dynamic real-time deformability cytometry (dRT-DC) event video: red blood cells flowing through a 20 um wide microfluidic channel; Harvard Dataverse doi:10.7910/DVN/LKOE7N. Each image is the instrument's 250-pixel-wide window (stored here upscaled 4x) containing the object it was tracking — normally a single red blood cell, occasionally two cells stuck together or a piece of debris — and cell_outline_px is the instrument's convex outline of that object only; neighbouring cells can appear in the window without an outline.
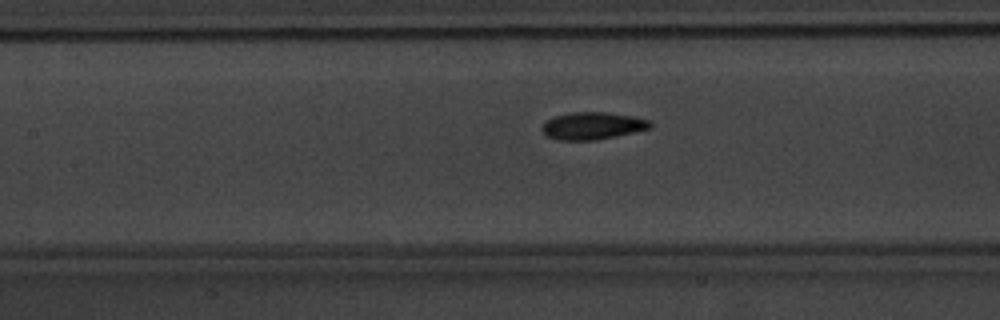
{"species": "common noctule bat (a hibernating species)", "species_latin": "Nyctalus noctula", "temperature_condition": "warm", "stored_images_in_passage": 35, "camera_frame_rate_fps": 3000, "um_per_image_px": 0.085, "animal": {"sex": "male", "body_mass_g": 20.1, "forearm_length_mm": 53.5}, "frame": {"image": 1, "passage_image": 16, "time_ms": 5.0, "image_size_px": [1000, 320], "cell_outline_px": [[652, 128], [596, 140], [560, 140], [548, 136], [540, 128], [548, 120], [556, 116], [572, 112], [608, 112], [632, 116], [648, 120], [652, 124]], "centroid_in_image_um": [50.38, 10.69], "position_along_channel_um": 157.0, "area_um2": 16.99}}
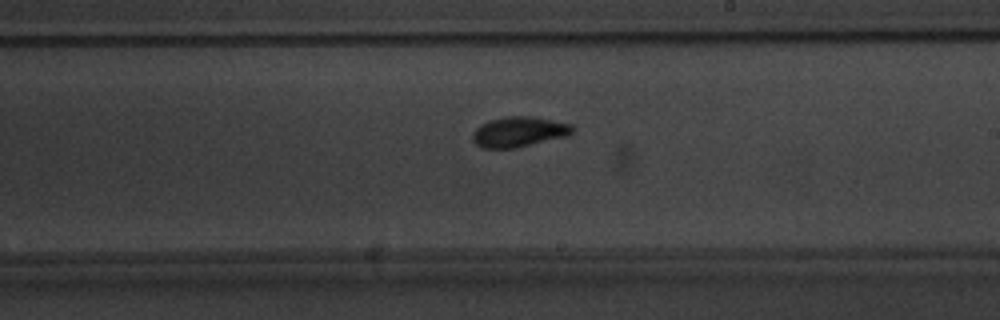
{"frame": {"image": 2, "passage_image": 23, "time_ms": 7.333, "image_size_px": [1000, 320], "cell_outline_px": [[576, 128], [568, 136], [516, 148], [484, 148], [476, 144], [472, 140], [472, 132], [480, 124], [488, 120], [504, 116], [532, 116], [572, 124]], "centroid_in_image_um": [44.11, 11.2], "position_along_channel_um": 244.9, "area_um2": 17.86}}
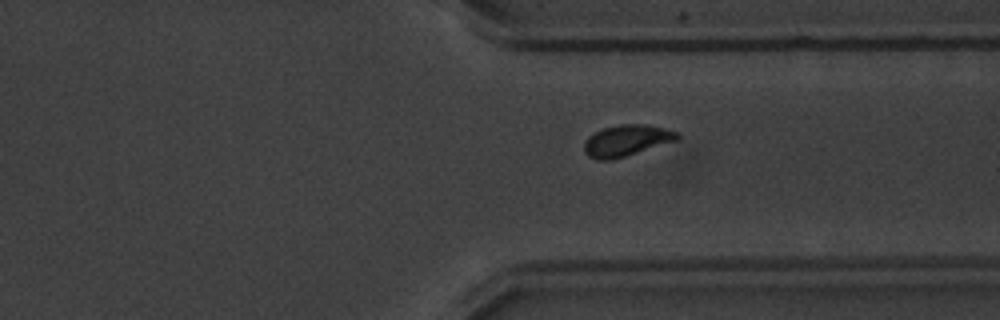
{"frame": {"image": 3, "passage_image": 32, "time_ms": 10.333, "image_size_px": [1000, 320], "cell_outline_px": [[680, 140], [612, 160], [596, 160], [588, 156], [584, 152], [584, 140], [588, 136], [604, 128], [620, 124], [640, 124], [664, 128], [680, 132]], "centroid_in_image_um": [53.27, 11.96], "position_along_channel_um": 358.1, "area_um2": 17.17}}